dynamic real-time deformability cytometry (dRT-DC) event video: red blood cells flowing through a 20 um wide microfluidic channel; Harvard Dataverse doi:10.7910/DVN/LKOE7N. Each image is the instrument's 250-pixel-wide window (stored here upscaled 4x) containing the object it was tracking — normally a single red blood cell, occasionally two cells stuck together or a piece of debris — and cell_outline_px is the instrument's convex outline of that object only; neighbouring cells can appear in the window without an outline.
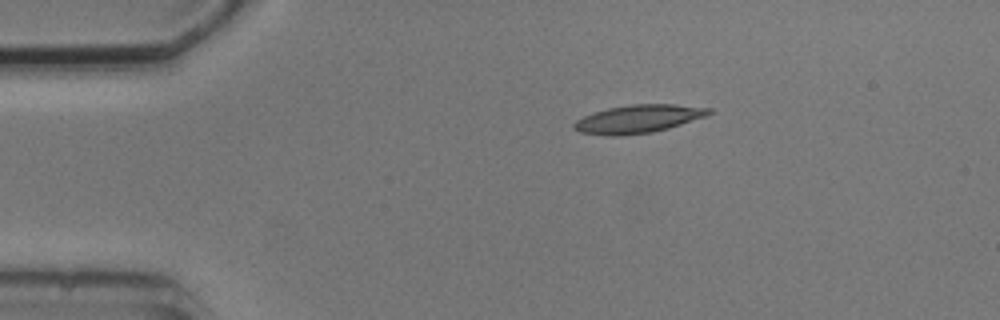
{"species": "common noctule bat (a hibernating species)", "species_latin": "Nyctalus noctula", "temperature_condition": "cold", "stored_images_in_passage": 8, "camera_frame_rate_fps": 3000, "um_per_image_px": 0.085, "animal": {"sex": "male", "body_mass_g": 20.5, "forearm_length_mm": 52.5}, "frame": {"image": 1, "passage_image": 1, "time_ms": 0.0, "image_size_px": [1000, 320], "cell_outline_px": [[712, 112], [708, 116], [668, 128], [652, 132], [620, 136], [608, 136], [580, 132], [572, 128], [572, 124], [576, 120], [592, 112], [608, 108], [632, 104], [676, 104], [712, 108]], "centroid_in_image_um": [54.25, 10.1], "position_along_channel_um": 30.7, "area_um2": 22.31}}
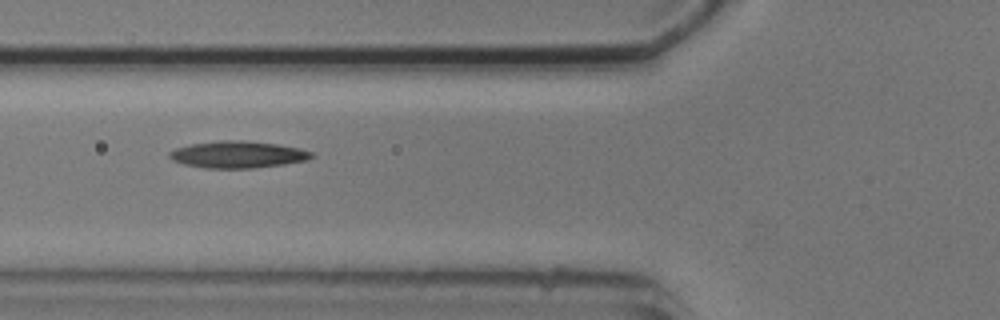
{"frame": {"image": 2, "passage_image": 4, "time_ms": 3.333, "image_size_px": [1000, 320], "cell_outline_px": [[316, 156], [308, 160], [284, 164], [252, 168], [204, 168], [184, 164], [172, 160], [168, 156], [168, 152], [176, 148], [192, 144], [220, 140], [240, 140], [276, 144], [300, 148], [312, 152]], "centroid_in_image_um": [20.22, 13.14], "position_along_channel_um": 105.6, "area_um2": 22.25}}
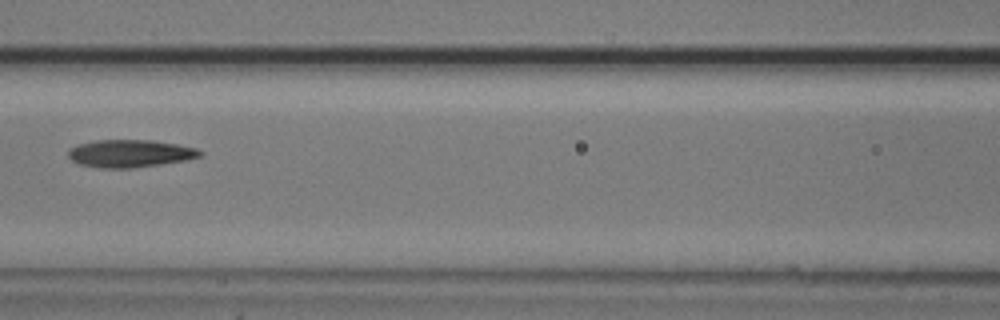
{"frame": {"image": 3, "passage_image": 5, "time_ms": 4.667, "image_size_px": [1000, 320], "cell_outline_px": [[204, 156], [188, 160], [132, 168], [100, 168], [80, 164], [72, 160], [68, 156], [68, 148], [76, 144], [96, 140], [152, 140], [176, 144], [196, 148], [204, 152]], "centroid_in_image_um": [11.07, 13.04], "position_along_channel_um": 155.5, "area_um2": 21.39}}